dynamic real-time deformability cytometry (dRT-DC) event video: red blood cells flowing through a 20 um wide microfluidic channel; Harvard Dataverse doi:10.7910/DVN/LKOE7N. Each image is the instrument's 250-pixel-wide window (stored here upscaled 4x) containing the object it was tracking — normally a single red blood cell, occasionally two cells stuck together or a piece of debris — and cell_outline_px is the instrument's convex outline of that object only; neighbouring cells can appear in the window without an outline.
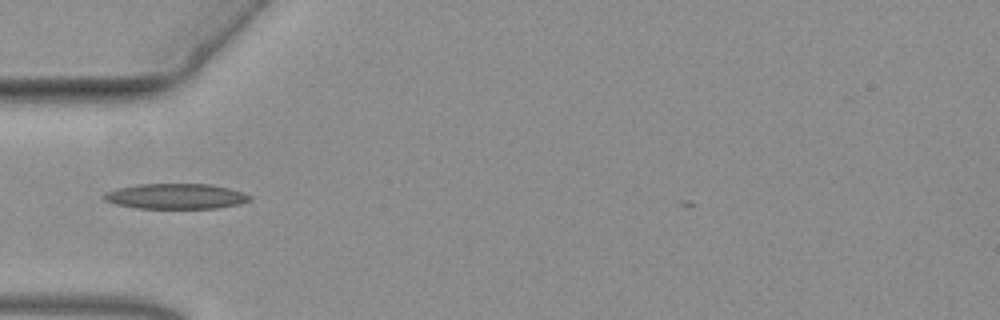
{"species": "common noctule bat (a hibernating species)", "species_latin": "Nyctalus noctula", "temperature_condition": "warm", "stored_images_in_passage": 34, "camera_frame_rate_fps": 3000, "um_per_image_px": 0.085, "animal": {"sex": "female", "body_mass_g": 19.3, "forearm_length_mm": 54.1}, "frame": {"image": 1, "passage_image": 1, "time_ms": 0.0, "image_size_px": [1000, 320], "cell_outline_px": [[252, 200], [240, 204], [216, 208], [136, 208], [116, 204], [104, 200], [104, 192], [116, 188], [136, 184], [208, 184], [228, 188], [244, 192], [252, 196]], "centroid_in_image_um": [14.95, 16.68], "position_along_channel_um": 70.0, "area_um2": 21.62}}
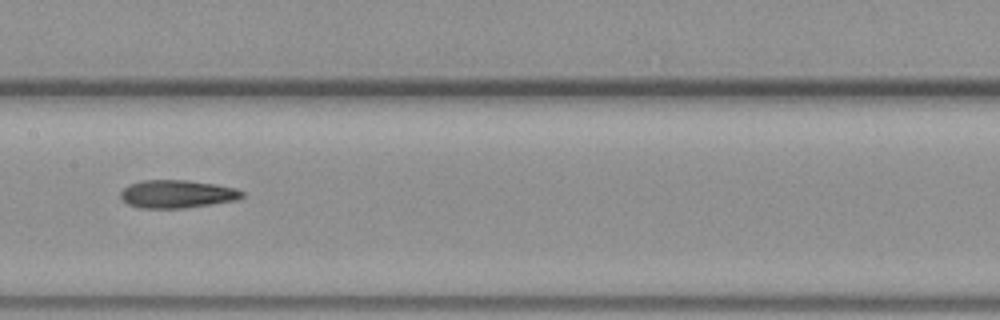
{"frame": {"image": 2, "passage_image": 11, "time_ms": 3.333, "image_size_px": [1000, 320], "cell_outline_px": [[244, 196], [236, 200], [212, 204], [184, 208], [140, 208], [128, 204], [120, 196], [120, 192], [128, 184], [144, 180], [188, 180], [216, 184], [236, 188], [244, 192]], "centroid_in_image_um": [15.06, 16.49], "position_along_channel_um": 192.3, "area_um2": 19.88}}
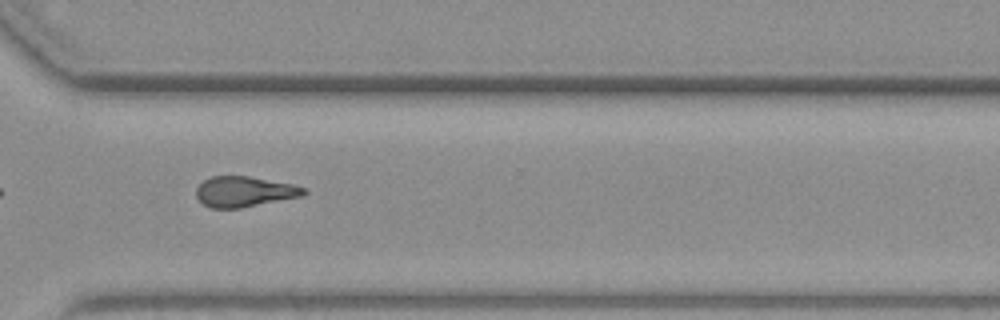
{"frame": {"image": 3, "passage_image": 24, "time_ms": 7.667, "image_size_px": [1000, 320], "cell_outline_px": [[308, 192], [300, 196], [240, 208], [212, 208], [204, 204], [196, 196], [196, 188], [204, 180], [212, 176], [248, 176], [292, 184], [308, 188]], "centroid_in_image_um": [20.77, 16.28], "position_along_channel_um": 349.8, "area_um2": 18.9}}